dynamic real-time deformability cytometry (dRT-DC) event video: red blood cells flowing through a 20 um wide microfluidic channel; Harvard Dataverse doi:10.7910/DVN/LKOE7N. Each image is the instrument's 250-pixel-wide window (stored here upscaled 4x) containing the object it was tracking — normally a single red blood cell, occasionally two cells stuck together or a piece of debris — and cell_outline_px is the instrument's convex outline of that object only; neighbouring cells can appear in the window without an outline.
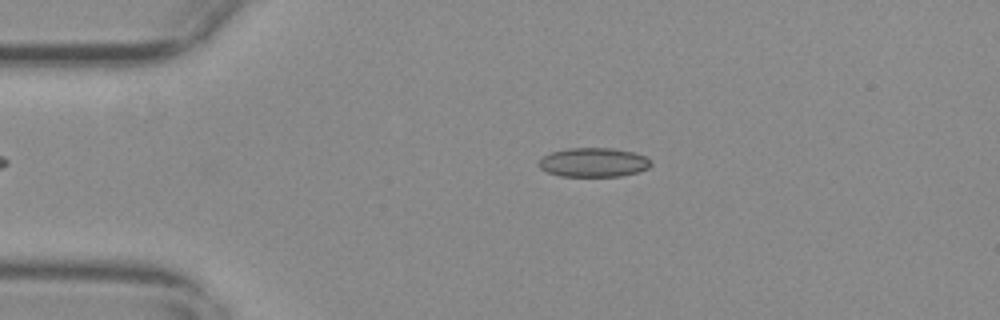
{"species": "common noctule bat (a hibernating species)", "species_latin": "Nyctalus noctula", "temperature_condition": "warm", "stored_images_in_passage": 49, "camera_frame_rate_fps": 3000, "um_per_image_px": 0.085, "animal": {"sex": "female", "body_mass_g": 29.2, "forearm_length_mm": 56.3}, "frame": {"image": 1, "passage_image": 5, "time_ms": 1.333, "image_size_px": [1000, 320], "cell_outline_px": [[652, 164], [648, 168], [640, 172], [620, 176], [560, 176], [548, 172], [540, 168], [536, 164], [544, 156], [552, 152], [568, 148], [612, 148], [632, 152], [644, 156]], "centroid_in_image_um": [50.44, 13.81], "position_along_channel_um": 34.6, "area_um2": 18.96}}
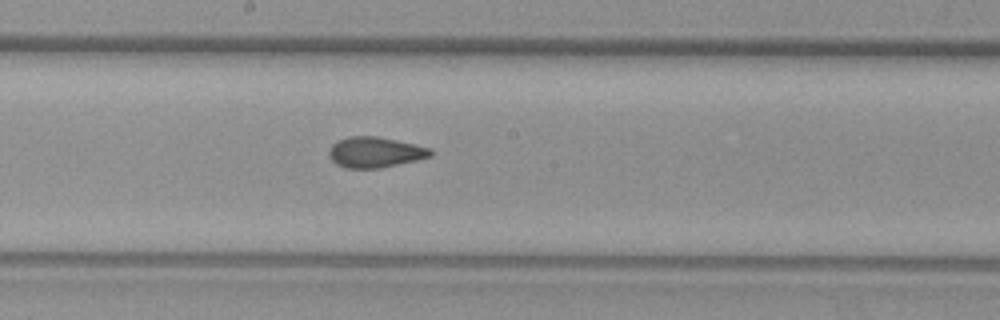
{"frame": {"image": 2, "passage_image": 23, "time_ms": 7.333, "image_size_px": [1000, 320], "cell_outline_px": [[436, 152], [432, 156], [416, 160], [380, 168], [344, 168], [336, 164], [332, 160], [328, 152], [332, 144], [336, 140], [348, 136], [376, 136], [396, 140], [432, 148]], "centroid_in_image_um": [31.89, 12.93], "position_along_channel_um": 216.3, "area_um2": 18.26}}
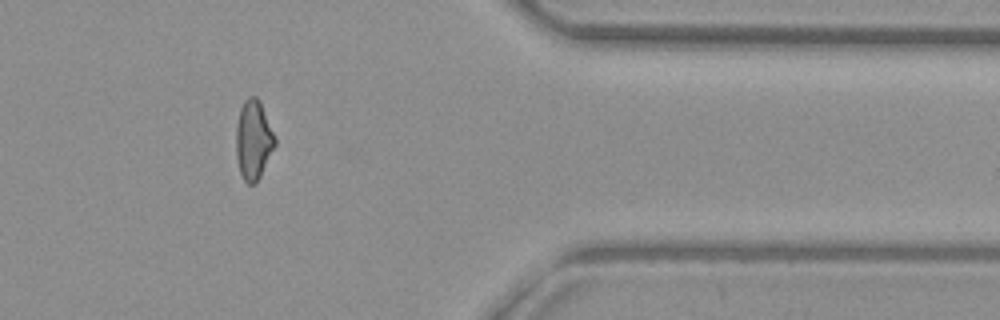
{"frame": {"image": 3, "passage_image": 39, "time_ms": 12.667, "image_size_px": [1000, 320], "cell_outline_px": [[276, 144], [256, 184], [248, 184], [244, 180], [240, 172], [236, 156], [236, 128], [240, 108], [244, 100], [248, 96], [256, 96], [260, 100], [276, 140]], "centroid_in_image_um": [21.53, 11.88], "position_along_channel_um": 389.9, "area_um2": 17.92}, "authors_computed_cell_mechanics": {"area_um2": 18.207, "velocity_mm_per_s": 3.6873, "shape_relaxation_time_tau1_ms": null, "shape_relaxation_time_tau2_ms": 2.2547, "deformation_change_tau1": null, "deformation_change_tau2": 0.0771}}